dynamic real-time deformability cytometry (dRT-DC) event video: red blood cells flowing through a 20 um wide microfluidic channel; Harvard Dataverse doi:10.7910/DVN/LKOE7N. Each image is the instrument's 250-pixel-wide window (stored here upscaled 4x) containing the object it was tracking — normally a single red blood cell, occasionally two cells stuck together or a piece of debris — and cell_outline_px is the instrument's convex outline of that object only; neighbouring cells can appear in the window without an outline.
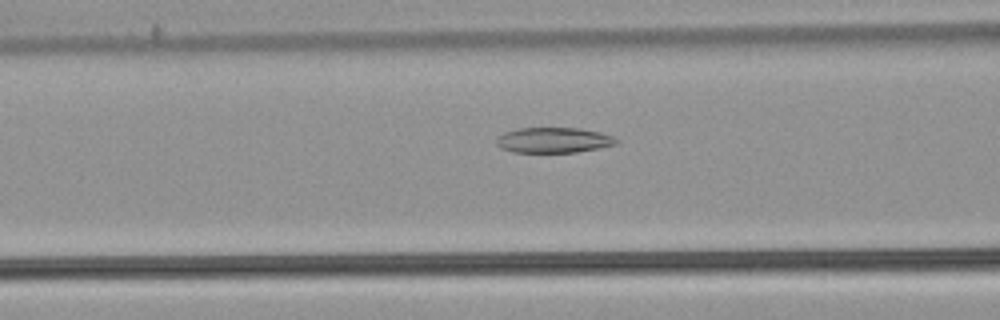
{"species": "common noctule bat (a hibernating species)", "species_latin": "Nyctalus noctula", "temperature_condition": "warm", "stored_images_in_passage": 39, "camera_frame_rate_fps": 3000, "um_per_image_px": 0.085, "animal": {"sex": "male", "body_mass_g": 21.5, "forearm_length_mm": 52.0}, "frame": {"image": 1, "passage_image": 7, "time_ms": 2.0, "image_size_px": [1000, 320], "cell_outline_px": [[620, 144], [600, 148], [576, 152], [512, 152], [500, 148], [496, 144], [496, 140], [504, 132], [516, 128], [580, 128], [600, 132], [612, 136], [620, 140]], "centroid_in_image_um": [47.09, 11.91], "position_along_channel_um": 119.5, "area_um2": 17.92}}
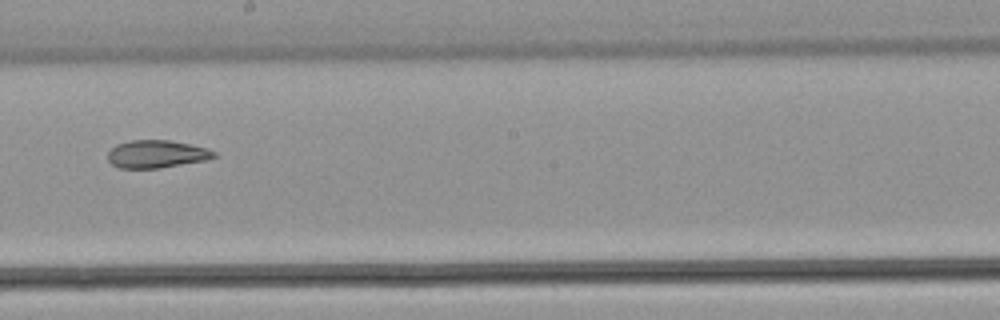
{"frame": {"image": 2, "passage_image": 16, "time_ms": 5.0, "image_size_px": [1000, 320], "cell_outline_px": [[216, 156], [208, 160], [156, 168], [120, 168], [112, 164], [108, 160], [108, 152], [116, 144], [132, 140], [168, 140], [208, 148], [216, 152]], "centroid_in_image_um": [13.31, 13.09], "position_along_channel_um": 234.9, "area_um2": 17.05}}
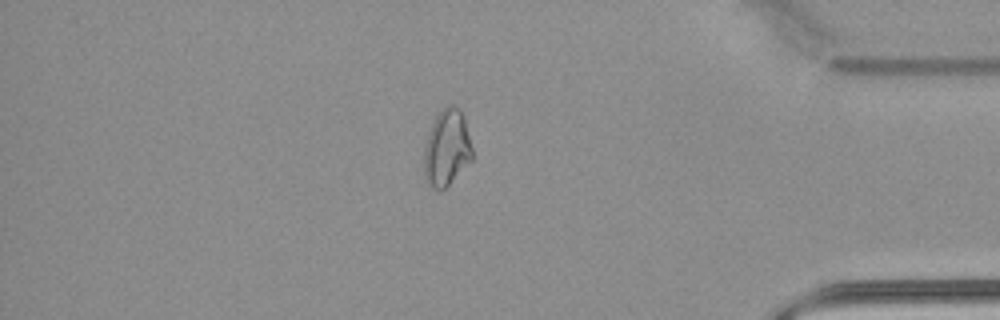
{"frame": {"image": 3, "passage_image": 31, "time_ms": 10.0, "image_size_px": [1000, 320], "cell_outline_px": [[472, 160], [440, 192], [432, 188], [424, 180], [424, 148], [428, 132], [436, 116], [448, 104], [456, 104], [460, 108], [464, 116], [472, 148]], "centroid_in_image_um": [37.96, 12.57], "position_along_channel_um": 397.2, "area_um2": 21.62}, "authors_computed_cell_mechanics": {"area_um2": 18.9006, "velocity_mm_per_s": 3.851, "shape_relaxation_time_tau1_ms": null, "shape_relaxation_time_tau2_ms": 3.2178, "deformation_change_tau1": null, "deformation_change_tau2": 0.0949}}